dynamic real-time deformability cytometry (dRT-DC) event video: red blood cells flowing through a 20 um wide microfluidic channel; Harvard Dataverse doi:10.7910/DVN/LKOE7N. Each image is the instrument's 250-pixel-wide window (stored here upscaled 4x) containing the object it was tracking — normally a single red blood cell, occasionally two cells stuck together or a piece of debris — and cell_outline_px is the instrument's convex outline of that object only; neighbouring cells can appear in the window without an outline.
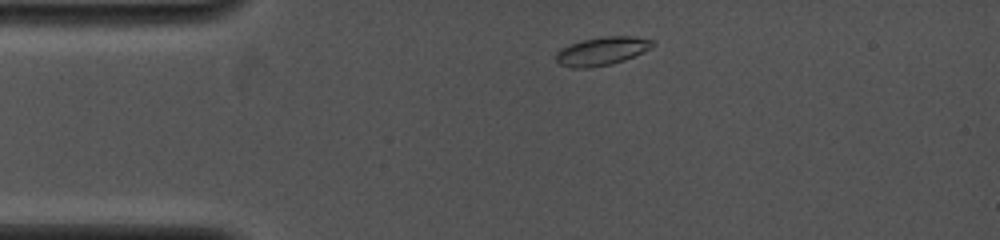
{"species": "common noctule bat (a hibernating species)", "species_latin": "Nyctalus noctula", "temperature_condition": "cold", "stored_images_in_passage": 26, "camera_frame_rate_fps": 4000, "um_per_image_px": 0.085, "animal": {"sex": "female", "body_mass_g": 19.0, "forearm_length_mm": 53.3}, "frame": {"image": 1, "passage_image": 1, "time_ms": 0.0, "image_size_px": [1000, 240], "cell_outline_px": [[656, 44], [652, 48], [644, 52], [624, 60], [612, 64], [592, 68], [572, 68], [560, 64], [556, 60], [556, 52], [560, 48], [584, 40], [604, 36], [636, 36], [656, 40]], "centroid_in_image_um": [51.22, 4.34], "position_along_channel_um": 33.8, "area_um2": 16.18}}
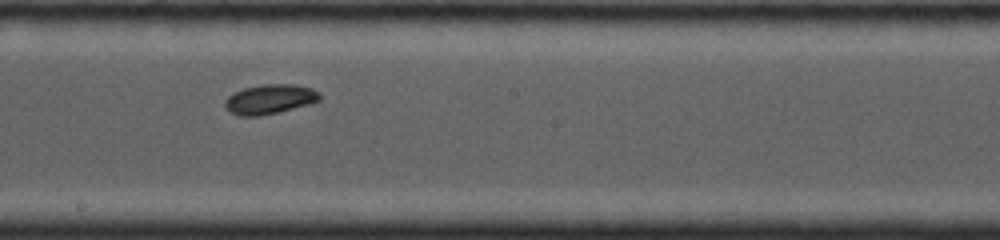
{"frame": {"image": 2, "passage_image": 10, "time_ms": 5.5, "image_size_px": [1000, 240], "cell_outline_px": [[320, 100], [308, 104], [260, 116], [240, 116], [224, 108], [224, 100], [228, 96], [244, 88], [264, 84], [292, 84], [312, 88], [320, 96]], "centroid_in_image_um": [22.89, 8.43], "position_along_channel_um": 225.3, "area_um2": 16.07}}
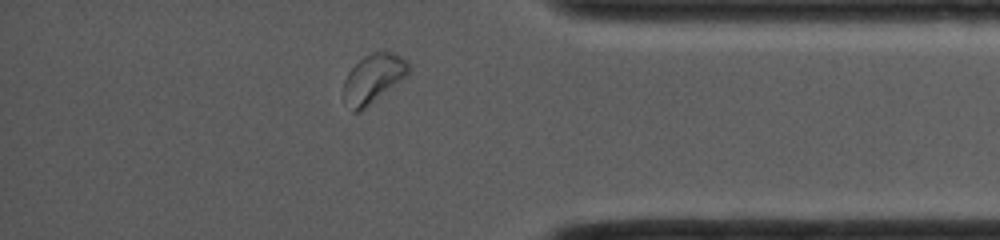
{"frame": {"image": 3, "passage_image": 23, "time_ms": 10.0, "image_size_px": [1000, 240], "cell_outline_px": [[412, 72], [408, 76], [360, 112], [352, 112], [344, 92], [344, 80], [348, 72], [364, 56], [372, 52], [392, 52], [400, 56], [412, 68]], "centroid_in_image_um": [31.78, 6.67], "position_along_channel_um": 403.4, "area_um2": 18.38}, "authors_computed_cell_mechanics": {"area_um2": 16.1262, "velocity_mm_per_s": 4.1359, "shape_relaxation_time_tau1_ms": 4.4309, "shape_relaxation_time_tau2_ms": 2.6297, "deformation_change_tau1": 0.079, "deformation_change_tau2": 0.0452}}